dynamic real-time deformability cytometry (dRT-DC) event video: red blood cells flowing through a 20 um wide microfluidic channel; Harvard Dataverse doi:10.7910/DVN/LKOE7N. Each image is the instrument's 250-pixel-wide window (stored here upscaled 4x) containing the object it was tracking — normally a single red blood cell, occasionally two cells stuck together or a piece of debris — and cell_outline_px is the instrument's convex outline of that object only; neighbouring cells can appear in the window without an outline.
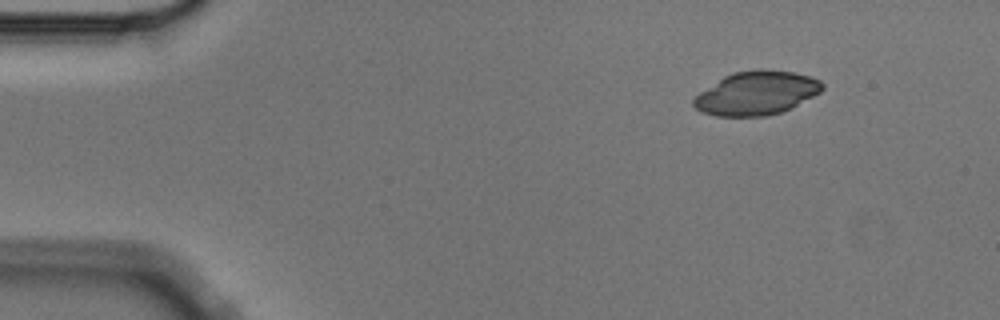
{"species": "Egyptian fruit bat (a non-hibernating species)", "species_latin": "Rousettus aegyptiacus", "temperature_condition": "cold", "stored_images_in_passage": 3, "camera_frame_rate_fps": 3000, "um_per_image_px": 0.085, "animal": {"sex": "male"}, "frame": {"image": 1, "passage_image": 1, "time_ms": 0.0, "image_size_px": [1000, 320], "cell_outline_px": [[824, 88], [820, 92], [792, 108], [780, 112], [764, 116], [716, 116], [704, 112], [696, 108], [692, 104], [692, 100], [700, 92], [724, 76], [732, 72], [760, 68], [764, 68], [796, 72], [820, 80], [824, 84]], "centroid_in_image_um": [64.32, 7.9], "position_along_channel_um": 20.7, "area_um2": 32.83}}